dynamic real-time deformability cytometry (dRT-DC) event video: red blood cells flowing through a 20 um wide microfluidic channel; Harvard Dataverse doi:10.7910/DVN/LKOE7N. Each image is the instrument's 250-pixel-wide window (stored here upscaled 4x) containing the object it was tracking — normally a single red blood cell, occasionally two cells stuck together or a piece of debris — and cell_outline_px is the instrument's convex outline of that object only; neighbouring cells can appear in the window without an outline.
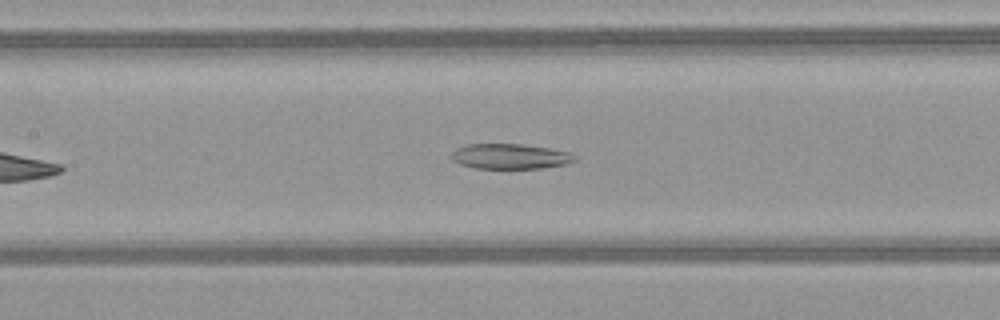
{"species": "common noctule bat (a hibernating species)", "species_latin": "Nyctalus noctula", "temperature_condition": "warm", "stored_images_in_passage": 32, "camera_frame_rate_fps": 3000, "um_per_image_px": 0.085, "animal": {"sex": "female", "body_mass_g": 21.9}, "frame": {"image": 1, "passage_image": 13, "time_ms": 4.0, "image_size_px": [1000, 320], "cell_outline_px": [[576, 160], [568, 164], [544, 168], [476, 168], [460, 164], [452, 160], [452, 152], [456, 148], [468, 144], [520, 144], [548, 148], [568, 152], [576, 156]], "centroid_in_image_um": [43.37, 13.29], "position_along_channel_um": 164.0, "area_um2": 18.03}}
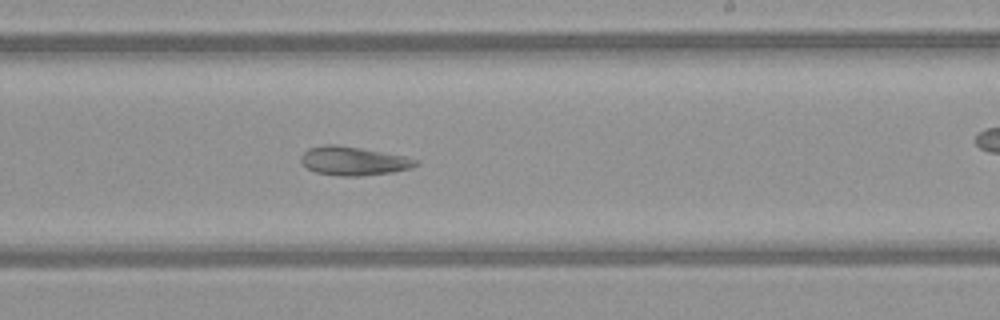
{"frame": {"image": 2, "passage_image": 20, "time_ms": 6.333, "image_size_px": [1000, 320], "cell_outline_px": [[420, 164], [412, 168], [392, 172], [360, 176], [340, 176], [316, 172], [308, 168], [300, 160], [300, 156], [308, 148], [324, 144], [336, 144], [360, 148], [404, 156], [420, 160]], "centroid_in_image_um": [30.06, 13.68], "position_along_channel_um": 258.9, "area_um2": 19.25}}
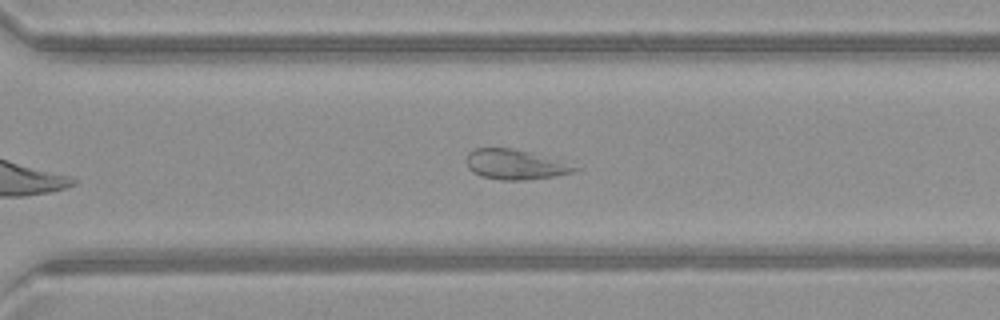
{"frame": {"image": 3, "passage_image": 25, "time_ms": 8.0, "image_size_px": [1000, 320], "cell_outline_px": [[580, 168], [572, 172], [552, 176], [524, 180], [500, 180], [480, 176], [472, 172], [468, 168], [468, 152], [472, 148], [516, 148], [532, 152], [560, 160]], "centroid_in_image_um": [43.76, 13.97], "position_along_channel_um": 326.8, "area_um2": 18.9}, "authors_computed_cell_mechanics": {"area_um2": 20.4034, "velocity_mm_per_s": 4.0782, "shape_relaxation_time_tau1_ms": null, "shape_relaxation_time_tau2_ms": 3.4916, "deformation_change_tau1": null, "deformation_change_tau2": 0.0962}}